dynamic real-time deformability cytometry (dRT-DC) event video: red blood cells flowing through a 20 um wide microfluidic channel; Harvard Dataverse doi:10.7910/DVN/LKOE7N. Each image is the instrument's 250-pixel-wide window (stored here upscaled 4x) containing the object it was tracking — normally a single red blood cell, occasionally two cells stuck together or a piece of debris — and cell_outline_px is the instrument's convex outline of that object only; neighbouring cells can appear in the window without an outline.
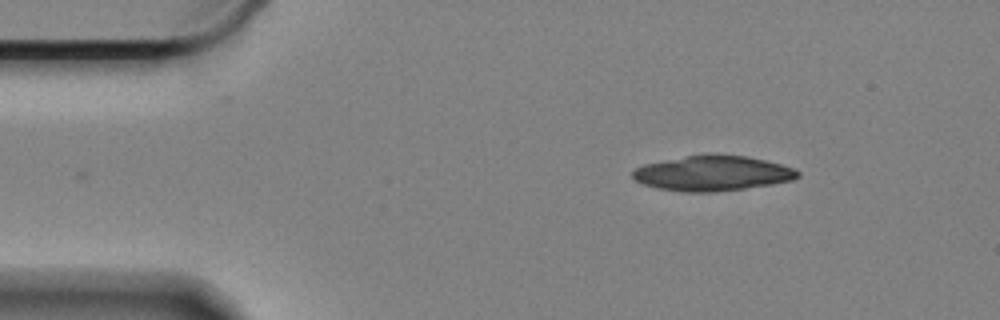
{"species": "Egyptian fruit bat (a non-hibernating species)", "species_latin": "Rousettus aegyptiacus", "temperature_condition": "cold", "stored_images_in_passage": 51, "camera_frame_rate_fps": 3000, "um_per_image_px": 0.085, "animal": {"sex": "female"}, "frame": {"image": 1, "passage_image": 1, "time_ms": 0.0, "image_size_px": [1000, 320], "cell_outline_px": [[800, 176], [792, 180], [772, 184], [716, 192], [688, 192], [656, 188], [644, 184], [636, 180], [632, 176], [632, 172], [636, 168], [644, 164], [664, 160], [708, 152], [712, 152], [748, 156], [796, 168], [800, 172]], "centroid_in_image_um": [60.59, 14.7], "position_along_channel_um": 24.4, "area_um2": 34.16}}